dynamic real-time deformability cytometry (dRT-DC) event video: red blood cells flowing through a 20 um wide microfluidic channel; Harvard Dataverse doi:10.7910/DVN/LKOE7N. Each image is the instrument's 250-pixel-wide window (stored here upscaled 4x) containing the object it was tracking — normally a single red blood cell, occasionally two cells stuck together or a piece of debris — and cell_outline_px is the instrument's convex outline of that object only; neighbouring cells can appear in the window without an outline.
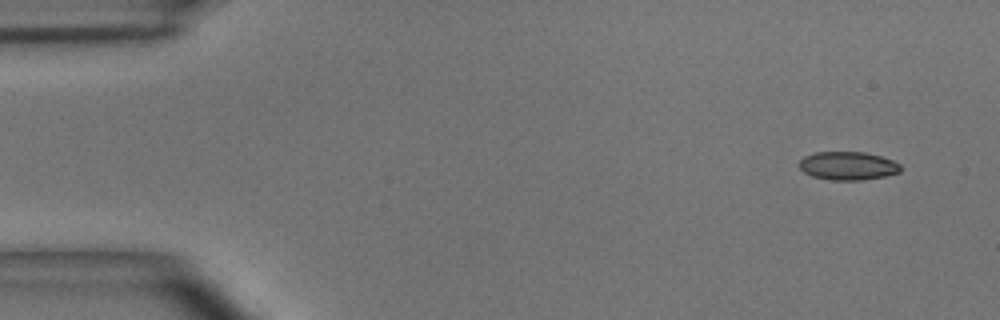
{"species": "common noctule bat (a hibernating species)", "species_latin": "Nyctalus noctula", "temperature_condition": "room temperature", "stored_images_in_passage": 4, "camera_frame_rate_fps": 3000, "um_per_image_px": 0.085, "animal": {"sex": "male", "body_mass_g": 15.6}, "frame": {"image": 1, "passage_image": 1, "time_ms": 0.0, "image_size_px": [1000, 320], "cell_outline_px": [[900, 172], [884, 176], [860, 180], [828, 180], [812, 176], [804, 172], [796, 164], [804, 156], [816, 152], [864, 152], [880, 156], [892, 160], [900, 164]], "centroid_in_image_um": [72.02, 14.09], "position_along_channel_um": 13.0, "area_um2": 16.76}}
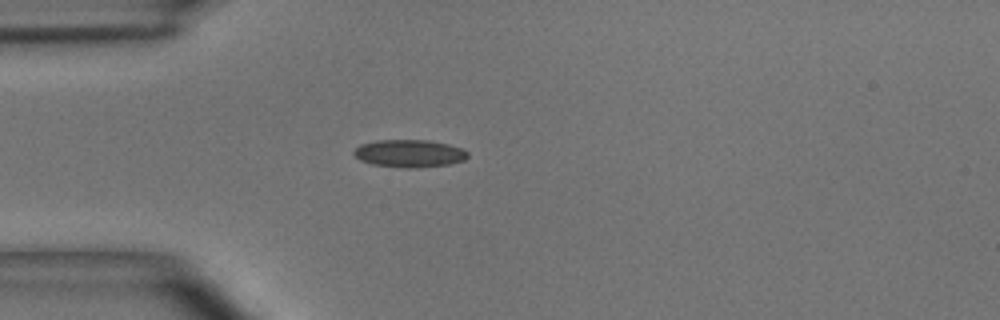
{"frame": {"image": 2, "passage_image": 4, "time_ms": 1.0, "image_size_px": [1000, 320], "cell_outline_px": [[468, 156], [464, 160], [448, 164], [416, 168], [408, 168], [372, 164], [360, 160], [352, 152], [360, 144], [376, 140], [428, 140], [448, 144], [460, 148], [468, 152]], "centroid_in_image_um": [34.78, 13.04], "position_along_channel_um": 50.2, "area_um2": 18.21}}